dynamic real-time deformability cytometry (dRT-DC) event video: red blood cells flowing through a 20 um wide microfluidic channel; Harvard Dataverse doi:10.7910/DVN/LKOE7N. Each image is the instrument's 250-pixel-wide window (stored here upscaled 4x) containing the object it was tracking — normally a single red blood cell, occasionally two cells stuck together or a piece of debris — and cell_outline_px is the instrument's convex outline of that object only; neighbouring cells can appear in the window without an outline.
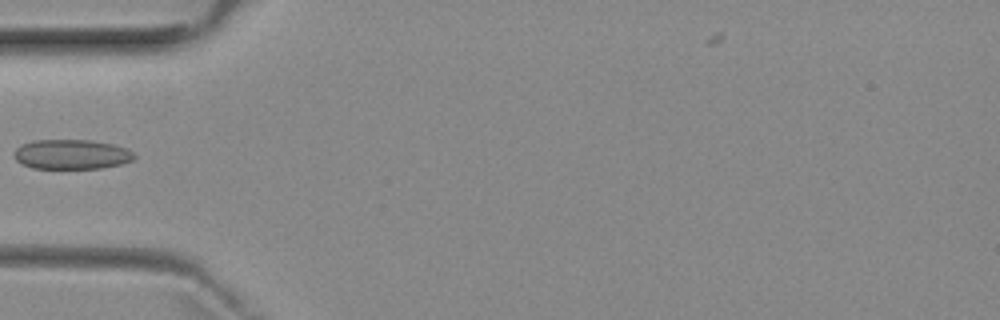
{"species": "common noctule bat (a hibernating species)", "species_latin": "Nyctalus noctula", "temperature_condition": "room temperature", "stored_images_in_passage": 6, "camera_frame_rate_fps": 3000, "um_per_image_px": 0.085, "animal": {"sex": "female", "body_mass_g": 29.2, "forearm_length_mm": 56.3}, "frame": {"image": 1, "passage_image": 5, "time_ms": 4.667, "image_size_px": [1000, 320], "cell_outline_px": [[136, 156], [132, 160], [120, 164], [100, 168], [32, 168], [16, 160], [16, 148], [20, 144], [32, 140], [88, 140], [112, 144], [124, 148], [132, 152]], "centroid_in_image_um": [6.07, 13.11], "position_along_channel_um": 78.9, "area_um2": 20.52}}
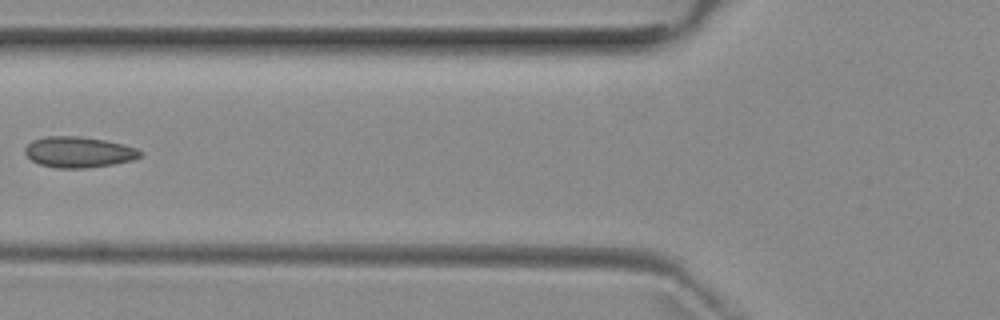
{"frame": {"image": 2, "passage_image": 6, "time_ms": 5.667, "image_size_px": [1000, 320], "cell_outline_px": [[144, 156], [132, 160], [112, 164], [84, 168], [56, 168], [40, 164], [32, 160], [24, 152], [24, 148], [32, 140], [44, 136], [80, 136], [104, 140], [124, 144], [136, 148], [144, 152]], "centroid_in_image_um": [6.71, 12.92], "position_along_channel_um": 119.1, "area_um2": 20.81}}